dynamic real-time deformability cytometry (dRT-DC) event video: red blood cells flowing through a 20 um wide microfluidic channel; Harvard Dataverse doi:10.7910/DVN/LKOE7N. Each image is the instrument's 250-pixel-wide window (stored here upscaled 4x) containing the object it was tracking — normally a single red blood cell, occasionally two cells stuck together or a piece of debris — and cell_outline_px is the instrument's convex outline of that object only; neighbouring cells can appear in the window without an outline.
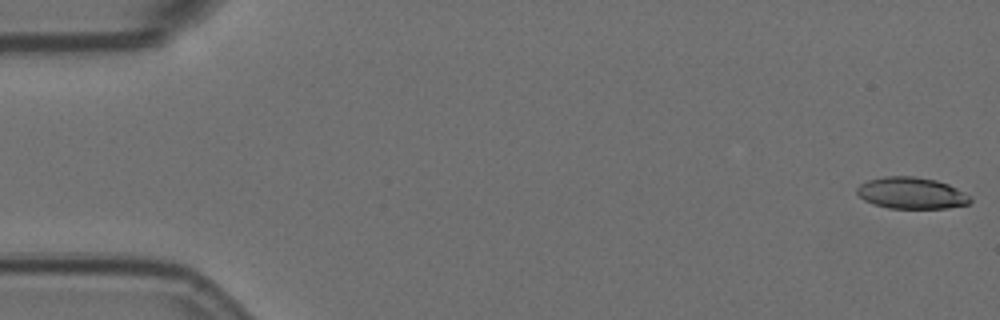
{"species": "Egyptian fruit bat (a non-hibernating species)", "species_latin": "Rousettus aegyptiacus", "temperature_condition": "room temperature", "stored_images_in_passage": 15, "camera_frame_rate_fps": 3000, "um_per_image_px": 0.085, "animal": {"sex": "female"}, "frame": {"image": 1, "passage_image": 1, "time_ms": 0.0, "image_size_px": [1000, 320], "cell_outline_px": [[972, 200], [968, 204], [948, 208], [888, 208], [872, 204], [864, 200], [856, 192], [856, 188], [860, 184], [868, 180], [884, 176], [912, 176], [936, 180], [948, 184], [964, 192]], "centroid_in_image_um": [77.45, 16.41], "position_along_channel_um": 7.6, "area_um2": 20.81}}
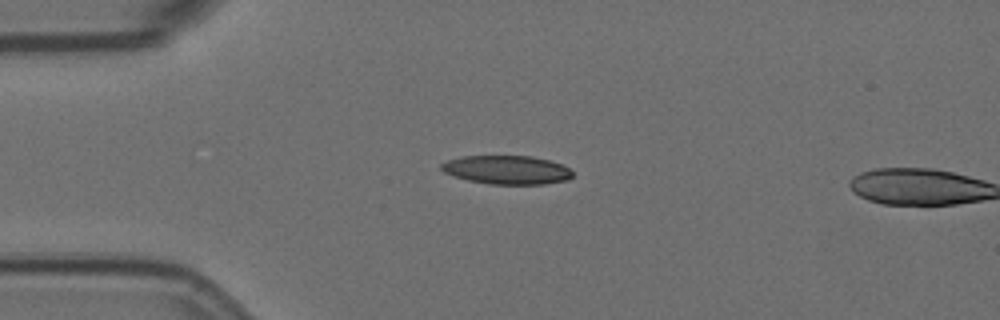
{"frame": {"image": 2, "passage_image": 14, "time_ms": 4.333, "image_size_px": [1000, 320], "cell_outline_px": [[572, 176], [568, 180], [544, 184], [488, 184], [468, 180], [444, 172], [440, 168], [440, 164], [448, 160], [460, 156], [532, 156], [548, 160], [560, 164], [568, 168], [572, 172]], "centroid_in_image_um": [43.07, 14.44], "position_along_channel_um": 41.9, "area_um2": 21.85}}